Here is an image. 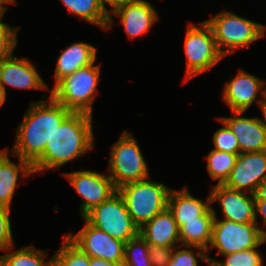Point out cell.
Masks as SVG:
<instances>
[{"mask_svg": "<svg viewBox=\"0 0 266 266\" xmlns=\"http://www.w3.org/2000/svg\"><path fill=\"white\" fill-rule=\"evenodd\" d=\"M54 266H90V257L75 246L66 236L65 242L53 255Z\"/></svg>", "mask_w": 266, "mask_h": 266, "instance_id": "obj_27", "label": "cell"}, {"mask_svg": "<svg viewBox=\"0 0 266 266\" xmlns=\"http://www.w3.org/2000/svg\"><path fill=\"white\" fill-rule=\"evenodd\" d=\"M173 248L172 258L168 262L167 266H198V260L193 254L194 252L189 249H177Z\"/></svg>", "mask_w": 266, "mask_h": 266, "instance_id": "obj_33", "label": "cell"}, {"mask_svg": "<svg viewBox=\"0 0 266 266\" xmlns=\"http://www.w3.org/2000/svg\"><path fill=\"white\" fill-rule=\"evenodd\" d=\"M17 128L12 154L31 165L43 154L47 141L72 113L50 95V103L44 99L32 102Z\"/></svg>", "mask_w": 266, "mask_h": 266, "instance_id": "obj_1", "label": "cell"}, {"mask_svg": "<svg viewBox=\"0 0 266 266\" xmlns=\"http://www.w3.org/2000/svg\"><path fill=\"white\" fill-rule=\"evenodd\" d=\"M108 175L116 189L123 185L147 179V163L136 139L127 131L121 135L111 150Z\"/></svg>", "mask_w": 266, "mask_h": 266, "instance_id": "obj_7", "label": "cell"}, {"mask_svg": "<svg viewBox=\"0 0 266 266\" xmlns=\"http://www.w3.org/2000/svg\"><path fill=\"white\" fill-rule=\"evenodd\" d=\"M99 75L100 67L94 63L80 68L54 85L50 90L51 96L72 112L92 115Z\"/></svg>", "mask_w": 266, "mask_h": 266, "instance_id": "obj_3", "label": "cell"}, {"mask_svg": "<svg viewBox=\"0 0 266 266\" xmlns=\"http://www.w3.org/2000/svg\"><path fill=\"white\" fill-rule=\"evenodd\" d=\"M238 155L215 149L211 150L207 155L208 173L212 179L218 180L217 184H224L229 178Z\"/></svg>", "mask_w": 266, "mask_h": 266, "instance_id": "obj_25", "label": "cell"}, {"mask_svg": "<svg viewBox=\"0 0 266 266\" xmlns=\"http://www.w3.org/2000/svg\"><path fill=\"white\" fill-rule=\"evenodd\" d=\"M173 248L149 245V257L152 266H167L172 258Z\"/></svg>", "mask_w": 266, "mask_h": 266, "instance_id": "obj_32", "label": "cell"}, {"mask_svg": "<svg viewBox=\"0 0 266 266\" xmlns=\"http://www.w3.org/2000/svg\"><path fill=\"white\" fill-rule=\"evenodd\" d=\"M122 266H152L149 257V244L140 234L125 243Z\"/></svg>", "mask_w": 266, "mask_h": 266, "instance_id": "obj_26", "label": "cell"}, {"mask_svg": "<svg viewBox=\"0 0 266 266\" xmlns=\"http://www.w3.org/2000/svg\"><path fill=\"white\" fill-rule=\"evenodd\" d=\"M139 234L149 245L176 247L180 242L179 227L168 207L139 228Z\"/></svg>", "mask_w": 266, "mask_h": 266, "instance_id": "obj_19", "label": "cell"}, {"mask_svg": "<svg viewBox=\"0 0 266 266\" xmlns=\"http://www.w3.org/2000/svg\"><path fill=\"white\" fill-rule=\"evenodd\" d=\"M126 1H128V0H98V3L102 7V9L105 10L109 14V11L105 7L104 2L108 3L110 6L113 7V9L110 10V12H112V11L116 10L118 7H120Z\"/></svg>", "mask_w": 266, "mask_h": 266, "instance_id": "obj_35", "label": "cell"}, {"mask_svg": "<svg viewBox=\"0 0 266 266\" xmlns=\"http://www.w3.org/2000/svg\"><path fill=\"white\" fill-rule=\"evenodd\" d=\"M256 223H236L229 220H217L214 211L212 226V248L218 254L226 255L260 246L266 241V230L260 229Z\"/></svg>", "mask_w": 266, "mask_h": 266, "instance_id": "obj_8", "label": "cell"}, {"mask_svg": "<svg viewBox=\"0 0 266 266\" xmlns=\"http://www.w3.org/2000/svg\"><path fill=\"white\" fill-rule=\"evenodd\" d=\"M255 222L257 224V213H260L263 217L264 223L266 224V199H255Z\"/></svg>", "mask_w": 266, "mask_h": 266, "instance_id": "obj_34", "label": "cell"}, {"mask_svg": "<svg viewBox=\"0 0 266 266\" xmlns=\"http://www.w3.org/2000/svg\"><path fill=\"white\" fill-rule=\"evenodd\" d=\"M213 135V143L215 145V150L228 152L232 154H239V144L237 137L232 133L229 127L225 124Z\"/></svg>", "mask_w": 266, "mask_h": 266, "instance_id": "obj_29", "label": "cell"}, {"mask_svg": "<svg viewBox=\"0 0 266 266\" xmlns=\"http://www.w3.org/2000/svg\"><path fill=\"white\" fill-rule=\"evenodd\" d=\"M232 113L235 117H222L219 120L237 137L240 153L266 151V129L259 122V118L238 117L243 111Z\"/></svg>", "mask_w": 266, "mask_h": 266, "instance_id": "obj_15", "label": "cell"}, {"mask_svg": "<svg viewBox=\"0 0 266 266\" xmlns=\"http://www.w3.org/2000/svg\"><path fill=\"white\" fill-rule=\"evenodd\" d=\"M263 84L261 79L240 70L235 78L226 83L223 100L232 111L245 112L253 104Z\"/></svg>", "mask_w": 266, "mask_h": 266, "instance_id": "obj_17", "label": "cell"}, {"mask_svg": "<svg viewBox=\"0 0 266 266\" xmlns=\"http://www.w3.org/2000/svg\"><path fill=\"white\" fill-rule=\"evenodd\" d=\"M16 0H0V16H3L7 7L3 6L6 3H15Z\"/></svg>", "mask_w": 266, "mask_h": 266, "instance_id": "obj_39", "label": "cell"}, {"mask_svg": "<svg viewBox=\"0 0 266 266\" xmlns=\"http://www.w3.org/2000/svg\"><path fill=\"white\" fill-rule=\"evenodd\" d=\"M70 13L101 28L109 29L112 17L99 5L98 0H61Z\"/></svg>", "mask_w": 266, "mask_h": 266, "instance_id": "obj_23", "label": "cell"}, {"mask_svg": "<svg viewBox=\"0 0 266 266\" xmlns=\"http://www.w3.org/2000/svg\"><path fill=\"white\" fill-rule=\"evenodd\" d=\"M9 216L10 208L0 205V250L11 251L14 247Z\"/></svg>", "mask_w": 266, "mask_h": 266, "instance_id": "obj_31", "label": "cell"}, {"mask_svg": "<svg viewBox=\"0 0 266 266\" xmlns=\"http://www.w3.org/2000/svg\"><path fill=\"white\" fill-rule=\"evenodd\" d=\"M85 222V226L75 236L69 233L66 237L89 257L122 266L125 242L111 237L106 232L90 225L86 220Z\"/></svg>", "mask_w": 266, "mask_h": 266, "instance_id": "obj_10", "label": "cell"}, {"mask_svg": "<svg viewBox=\"0 0 266 266\" xmlns=\"http://www.w3.org/2000/svg\"><path fill=\"white\" fill-rule=\"evenodd\" d=\"M44 251L33 246L0 256V266H54V258L45 261Z\"/></svg>", "mask_w": 266, "mask_h": 266, "instance_id": "obj_24", "label": "cell"}, {"mask_svg": "<svg viewBox=\"0 0 266 266\" xmlns=\"http://www.w3.org/2000/svg\"><path fill=\"white\" fill-rule=\"evenodd\" d=\"M210 196L211 202L219 200L224 219L236 223H256L254 194L248 196L243 191L228 188L224 184H217L213 187Z\"/></svg>", "mask_w": 266, "mask_h": 266, "instance_id": "obj_13", "label": "cell"}, {"mask_svg": "<svg viewBox=\"0 0 266 266\" xmlns=\"http://www.w3.org/2000/svg\"><path fill=\"white\" fill-rule=\"evenodd\" d=\"M6 99V92L3 86L0 84V107L3 105Z\"/></svg>", "mask_w": 266, "mask_h": 266, "instance_id": "obj_40", "label": "cell"}, {"mask_svg": "<svg viewBox=\"0 0 266 266\" xmlns=\"http://www.w3.org/2000/svg\"><path fill=\"white\" fill-rule=\"evenodd\" d=\"M117 191L124 199L133 222L141 228L167 208L171 189L162 183L144 179L123 185Z\"/></svg>", "mask_w": 266, "mask_h": 266, "instance_id": "obj_4", "label": "cell"}, {"mask_svg": "<svg viewBox=\"0 0 266 266\" xmlns=\"http://www.w3.org/2000/svg\"><path fill=\"white\" fill-rule=\"evenodd\" d=\"M75 191L83 198L81 216L95 206L108 200L117 192L112 179L93 171H74L64 173Z\"/></svg>", "mask_w": 266, "mask_h": 266, "instance_id": "obj_11", "label": "cell"}, {"mask_svg": "<svg viewBox=\"0 0 266 266\" xmlns=\"http://www.w3.org/2000/svg\"><path fill=\"white\" fill-rule=\"evenodd\" d=\"M197 27L191 24L186 33L184 48L186 54L185 83L191 77L215 66L224 56L219 52L210 26L203 21Z\"/></svg>", "mask_w": 266, "mask_h": 266, "instance_id": "obj_9", "label": "cell"}, {"mask_svg": "<svg viewBox=\"0 0 266 266\" xmlns=\"http://www.w3.org/2000/svg\"><path fill=\"white\" fill-rule=\"evenodd\" d=\"M96 60V48L84 42L68 46L60 54L55 69V85L64 77L80 68L89 66Z\"/></svg>", "mask_w": 266, "mask_h": 266, "instance_id": "obj_21", "label": "cell"}, {"mask_svg": "<svg viewBox=\"0 0 266 266\" xmlns=\"http://www.w3.org/2000/svg\"><path fill=\"white\" fill-rule=\"evenodd\" d=\"M6 149L0 150V205L10 208L13 194L17 187L19 171L22 176L33 174L32 165L18 157L19 165L12 163Z\"/></svg>", "mask_w": 266, "mask_h": 266, "instance_id": "obj_22", "label": "cell"}, {"mask_svg": "<svg viewBox=\"0 0 266 266\" xmlns=\"http://www.w3.org/2000/svg\"><path fill=\"white\" fill-rule=\"evenodd\" d=\"M83 219L125 243L139 235V227L133 222L125 201L118 191L108 200L88 211Z\"/></svg>", "mask_w": 266, "mask_h": 266, "instance_id": "obj_6", "label": "cell"}, {"mask_svg": "<svg viewBox=\"0 0 266 266\" xmlns=\"http://www.w3.org/2000/svg\"><path fill=\"white\" fill-rule=\"evenodd\" d=\"M262 94H263L262 95L263 99H260V100L258 99L257 101H258V103H259V105H260V107L262 109V113L264 115V120H261L259 118V122L266 129V89L262 90Z\"/></svg>", "mask_w": 266, "mask_h": 266, "instance_id": "obj_36", "label": "cell"}, {"mask_svg": "<svg viewBox=\"0 0 266 266\" xmlns=\"http://www.w3.org/2000/svg\"><path fill=\"white\" fill-rule=\"evenodd\" d=\"M255 199H266V179L262 181L254 192Z\"/></svg>", "mask_w": 266, "mask_h": 266, "instance_id": "obj_37", "label": "cell"}, {"mask_svg": "<svg viewBox=\"0 0 266 266\" xmlns=\"http://www.w3.org/2000/svg\"><path fill=\"white\" fill-rule=\"evenodd\" d=\"M92 115L72 112L47 141L43 154L32 164L33 172L56 169L94 147Z\"/></svg>", "mask_w": 266, "mask_h": 266, "instance_id": "obj_2", "label": "cell"}, {"mask_svg": "<svg viewBox=\"0 0 266 266\" xmlns=\"http://www.w3.org/2000/svg\"><path fill=\"white\" fill-rule=\"evenodd\" d=\"M213 221L214 208L211 207L203 216L198 217V220L184 221V224L179 227V239L182 246L199 249L195 254L208 265V255L205 252L212 240Z\"/></svg>", "mask_w": 266, "mask_h": 266, "instance_id": "obj_18", "label": "cell"}, {"mask_svg": "<svg viewBox=\"0 0 266 266\" xmlns=\"http://www.w3.org/2000/svg\"><path fill=\"white\" fill-rule=\"evenodd\" d=\"M0 84L5 92V85L19 89H47L48 87L27 58L18 59L13 56V53L0 62Z\"/></svg>", "mask_w": 266, "mask_h": 266, "instance_id": "obj_14", "label": "cell"}, {"mask_svg": "<svg viewBox=\"0 0 266 266\" xmlns=\"http://www.w3.org/2000/svg\"><path fill=\"white\" fill-rule=\"evenodd\" d=\"M205 22L212 29L216 46L223 56L235 52L236 48L249 46L251 42L265 36L266 26L232 12L222 11ZM222 47L228 49L223 50Z\"/></svg>", "mask_w": 266, "mask_h": 266, "instance_id": "obj_5", "label": "cell"}, {"mask_svg": "<svg viewBox=\"0 0 266 266\" xmlns=\"http://www.w3.org/2000/svg\"><path fill=\"white\" fill-rule=\"evenodd\" d=\"M255 248H250L225 256V261H216L208 256L209 266H262L263 260L260 251Z\"/></svg>", "mask_w": 266, "mask_h": 266, "instance_id": "obj_28", "label": "cell"}, {"mask_svg": "<svg viewBox=\"0 0 266 266\" xmlns=\"http://www.w3.org/2000/svg\"><path fill=\"white\" fill-rule=\"evenodd\" d=\"M266 179V151L239 153L229 178L224 185L254 194L258 185Z\"/></svg>", "mask_w": 266, "mask_h": 266, "instance_id": "obj_12", "label": "cell"}, {"mask_svg": "<svg viewBox=\"0 0 266 266\" xmlns=\"http://www.w3.org/2000/svg\"><path fill=\"white\" fill-rule=\"evenodd\" d=\"M90 266H120V265L103 260V259L90 257Z\"/></svg>", "mask_w": 266, "mask_h": 266, "instance_id": "obj_38", "label": "cell"}, {"mask_svg": "<svg viewBox=\"0 0 266 266\" xmlns=\"http://www.w3.org/2000/svg\"><path fill=\"white\" fill-rule=\"evenodd\" d=\"M211 203L210 195L204 203L202 200L194 198L186 188L181 191L171 189L167 207L172 212L178 227H180L184 224V221L198 220V217L203 216L212 207Z\"/></svg>", "mask_w": 266, "mask_h": 266, "instance_id": "obj_20", "label": "cell"}, {"mask_svg": "<svg viewBox=\"0 0 266 266\" xmlns=\"http://www.w3.org/2000/svg\"><path fill=\"white\" fill-rule=\"evenodd\" d=\"M0 16V62L8 58L12 53L17 44V27H10L3 22Z\"/></svg>", "mask_w": 266, "mask_h": 266, "instance_id": "obj_30", "label": "cell"}, {"mask_svg": "<svg viewBox=\"0 0 266 266\" xmlns=\"http://www.w3.org/2000/svg\"><path fill=\"white\" fill-rule=\"evenodd\" d=\"M112 13L120 17L125 32L130 38L148 32L158 19L154 7L145 0H128Z\"/></svg>", "mask_w": 266, "mask_h": 266, "instance_id": "obj_16", "label": "cell"}]
</instances>
